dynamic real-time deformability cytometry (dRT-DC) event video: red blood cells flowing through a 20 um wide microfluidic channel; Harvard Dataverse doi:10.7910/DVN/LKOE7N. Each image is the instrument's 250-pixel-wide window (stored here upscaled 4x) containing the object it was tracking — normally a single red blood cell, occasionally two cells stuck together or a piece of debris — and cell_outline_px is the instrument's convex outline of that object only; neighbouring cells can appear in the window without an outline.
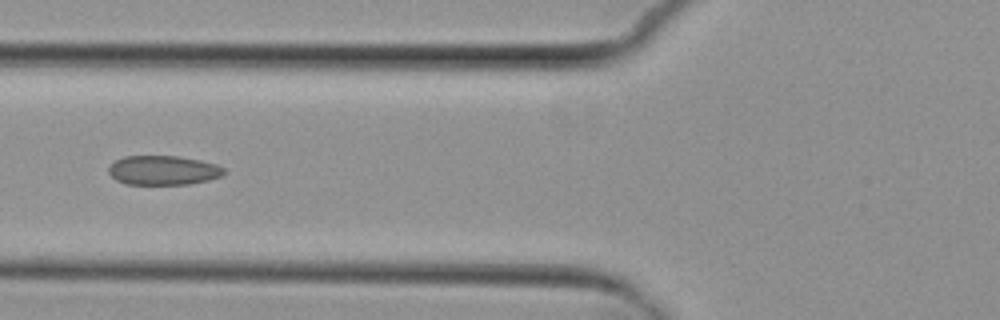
{"species": "common noctule bat (a hibernating species)", "species_latin": "Nyctalus noctula", "temperature_condition": "cold", "stored_images_in_passage": 8, "camera_frame_rate_fps": 3000, "um_per_image_px": 0.085, "animal": {"sex": "female", "body_mass_g": 29.2, "forearm_length_mm": 56.3}, "frame": {"image": 1, "passage_image": 5, "time_ms": 5.667, "image_size_px": [1000, 320], "cell_outline_px": [[224, 172], [220, 176], [208, 180], [188, 184], [124, 184], [116, 180], [108, 172], [108, 168], [116, 160], [124, 156], [176, 156], [200, 160], [216, 164], [224, 168]], "centroid_in_image_um": [13.85, 14.47], "position_along_channel_um": 112.0, "area_um2": 19.59}}
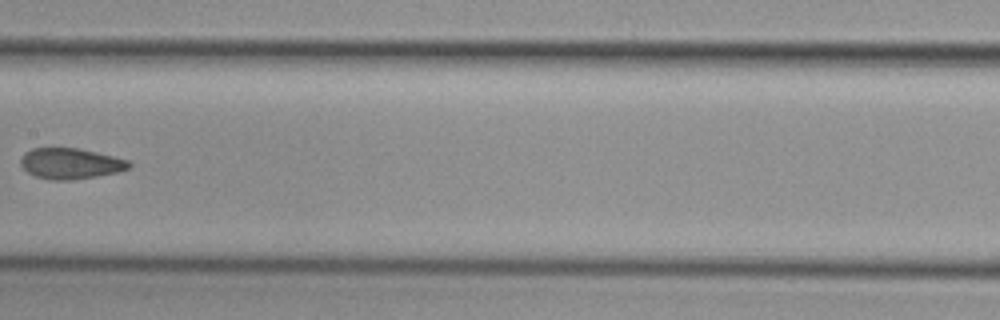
{"frame": {"image": 2, "passage_image": 7, "time_ms": 8.0, "image_size_px": [1000, 320], "cell_outline_px": [[132, 168], [120, 172], [72, 180], [48, 180], [36, 176], [28, 172], [20, 164], [20, 160], [24, 152], [32, 148], [80, 148], [128, 160], [132, 164]], "centroid_in_image_um": [6.01, 13.9], "position_along_channel_um": 201.4, "area_um2": 19.59}}
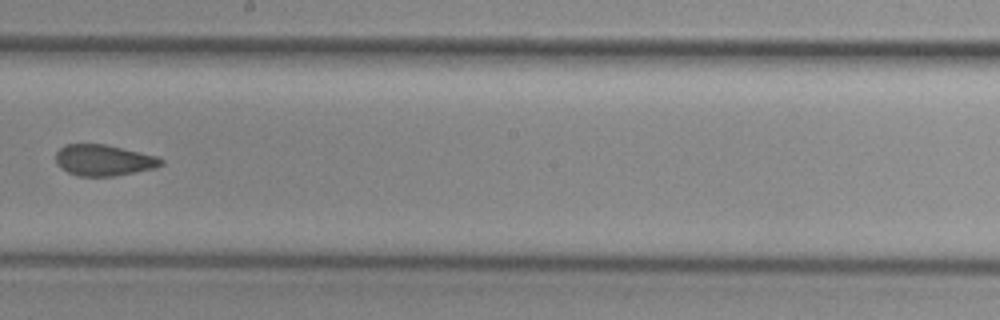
{"frame": {"image": 3, "passage_image": 8, "time_ms": 9.0, "image_size_px": [1000, 320], "cell_outline_px": [[164, 164], [156, 168], [116, 176], [76, 176], [60, 168], [56, 164], [56, 152], [64, 144], [104, 144], [156, 156], [164, 160]], "centroid_in_image_um": [8.8, 13.63], "position_along_channel_um": 239.4, "area_um2": 19.19}}